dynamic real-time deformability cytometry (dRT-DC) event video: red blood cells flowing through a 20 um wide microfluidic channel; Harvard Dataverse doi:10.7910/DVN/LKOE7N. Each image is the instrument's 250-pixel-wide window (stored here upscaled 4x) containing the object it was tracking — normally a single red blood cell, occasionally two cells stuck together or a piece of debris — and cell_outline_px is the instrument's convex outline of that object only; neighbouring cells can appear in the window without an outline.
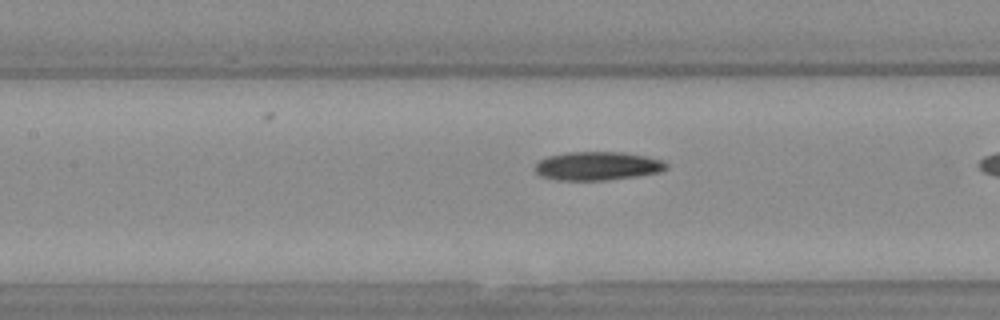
{"species": "Egyptian fruit bat (a non-hibernating species)", "species_latin": "Rousettus aegyptiacus", "temperature_condition": "warm", "stored_images_in_passage": 15, "camera_frame_rate_fps": 3000, "um_per_image_px": 0.085, "animal": {"sex": "female"}, "frame": {"image": 1, "passage_image": 13, "time_ms": 4.0, "image_size_px": [1000, 320], "cell_outline_px": [[668, 168], [660, 172], [636, 176], [604, 180], [560, 180], [540, 176], [536, 172], [536, 164], [540, 160], [548, 156], [568, 152], [624, 152], [648, 156], [664, 160], [668, 164]], "centroid_in_image_um": [50.84, 14.1], "position_along_channel_um": 156.6, "area_um2": 21.91}}